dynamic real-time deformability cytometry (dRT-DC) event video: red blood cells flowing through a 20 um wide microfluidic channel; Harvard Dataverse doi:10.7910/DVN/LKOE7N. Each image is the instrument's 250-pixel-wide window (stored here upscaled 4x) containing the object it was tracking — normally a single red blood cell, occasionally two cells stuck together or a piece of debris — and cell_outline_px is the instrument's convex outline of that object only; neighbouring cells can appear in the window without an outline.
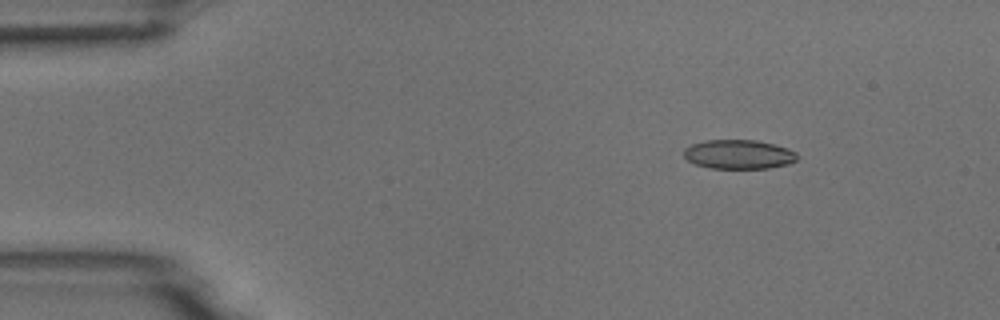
{"species": "common noctule bat (a hibernating species)", "species_latin": "Nyctalus noctula", "temperature_condition": "room temperature", "stored_images_in_passage": 4, "camera_frame_rate_fps": 3000, "um_per_image_px": 0.085, "animal": {"sex": "male", "body_mass_g": 18.8}, "frame": {"image": 1, "passage_image": 2, "time_ms": 2.0, "image_size_px": [1000, 320], "cell_outline_px": [[796, 160], [788, 164], [768, 168], [708, 168], [692, 164], [684, 156], [684, 148], [692, 144], [704, 140], [756, 140], [788, 148], [796, 152]], "centroid_in_image_um": [62.75, 13.12], "position_along_channel_um": 22.3, "area_um2": 19.31}}
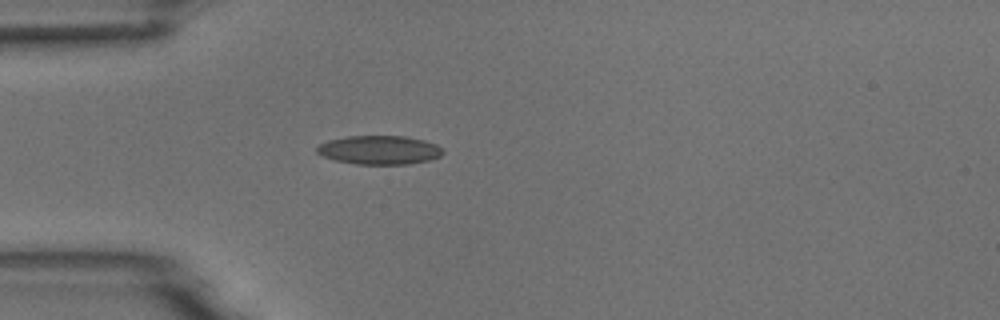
{"frame": {"image": 2, "passage_image": 4, "time_ms": 4.667, "image_size_px": [1000, 320], "cell_outline_px": [[444, 152], [440, 156], [432, 160], [408, 164], [356, 164], [336, 160], [324, 156], [316, 152], [316, 148], [320, 144], [328, 140], [348, 136], [404, 136], [424, 140], [436, 144]], "centroid_in_image_um": [32.26, 12.75], "position_along_channel_um": 52.7, "area_um2": 21.1}}